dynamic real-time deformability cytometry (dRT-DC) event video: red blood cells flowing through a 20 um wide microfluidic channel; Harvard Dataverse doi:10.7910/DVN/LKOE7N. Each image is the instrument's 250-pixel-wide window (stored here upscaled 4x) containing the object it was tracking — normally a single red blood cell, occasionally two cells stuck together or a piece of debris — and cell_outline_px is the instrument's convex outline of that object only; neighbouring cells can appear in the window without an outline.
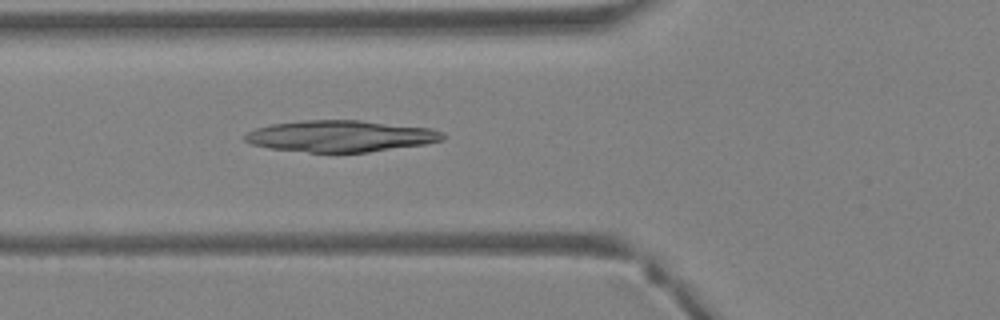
{"species": "Egyptian fruit bat (a non-hibernating species)", "species_latin": "Rousettus aegyptiacus", "temperature_condition": "warm", "stored_images_in_passage": 39, "camera_frame_rate_fps": 3000, "um_per_image_px": 0.085, "animal": {"sex": "female"}, "frame": {"image": 1, "passage_image": 15, "time_ms": 4.667, "image_size_px": [1000, 320], "cell_outline_px": [[448, 136], [444, 140], [424, 144], [368, 152], [308, 152], [268, 148], [252, 144], [244, 140], [244, 136], [248, 132], [256, 128], [272, 124], [304, 120], [360, 120], [432, 128], [444, 132]], "centroid_in_image_um": [28.99, 11.56], "position_along_channel_um": 96.8, "area_um2": 36.36}}
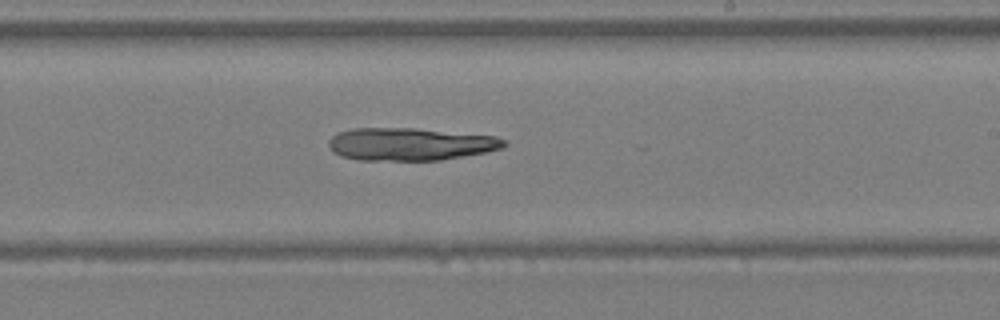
{"frame": {"image": 2, "passage_image": 24, "time_ms": 7.667, "image_size_px": [1000, 320], "cell_outline_px": [[508, 144], [500, 148], [488, 152], [440, 160], [360, 160], [340, 156], [332, 152], [328, 144], [328, 140], [336, 132], [352, 128], [412, 128], [496, 136], [508, 140]], "centroid_in_image_um": [34.85, 12.25], "position_along_channel_um": 254.1, "area_um2": 33.58}}
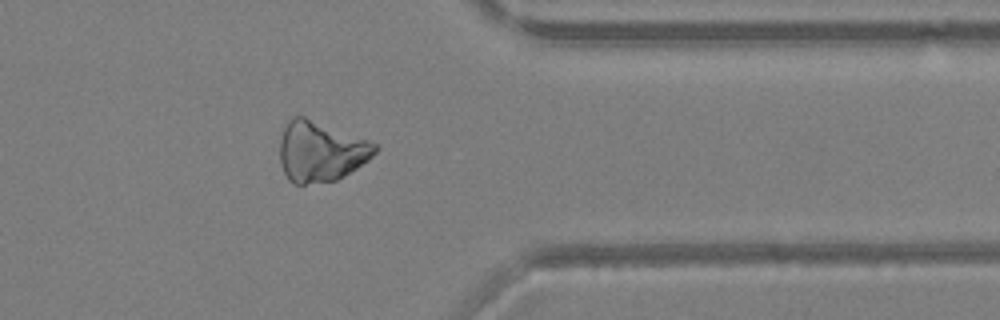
{"frame": {"image": 3, "passage_image": 32, "time_ms": 10.333, "image_size_px": [1000, 320], "cell_outline_px": [[380, 148], [368, 160], [356, 168], [336, 180], [304, 184], [292, 184], [288, 180], [280, 164], [280, 140], [284, 124], [292, 116], [304, 116], [368, 140], [376, 144]], "centroid_in_image_um": [27.22, 12.86], "position_along_channel_um": 384.2, "area_um2": 33.52}}